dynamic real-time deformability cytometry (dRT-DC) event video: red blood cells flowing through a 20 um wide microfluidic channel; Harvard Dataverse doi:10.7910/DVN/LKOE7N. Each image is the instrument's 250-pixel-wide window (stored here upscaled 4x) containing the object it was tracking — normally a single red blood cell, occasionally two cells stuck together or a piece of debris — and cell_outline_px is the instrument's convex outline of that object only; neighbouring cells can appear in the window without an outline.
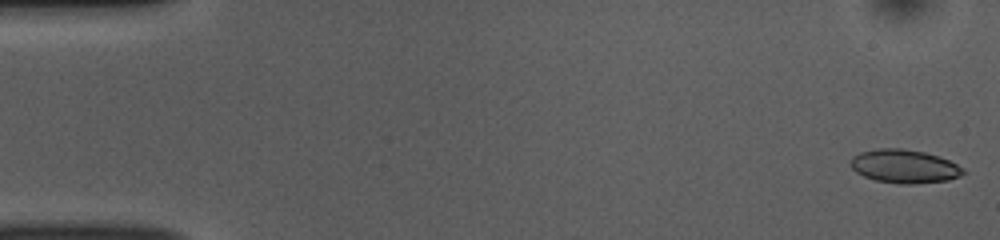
{"species": "common noctule bat (a hibernating species)", "species_latin": "Nyctalus noctula", "temperature_condition": "room temperature", "stored_images_in_passage": 51, "camera_frame_rate_fps": 3000, "um_per_image_px": 0.085, "animal": {"sex": "female", "body_mass_g": 10.0, "forearm_length_mm": 53.1}, "frame": {"image": 1, "passage_image": 1, "time_ms": 0.0, "image_size_px": [1000, 240], "cell_outline_px": [[964, 172], [960, 176], [948, 180], [916, 184], [900, 184], [876, 180], [864, 176], [856, 172], [848, 164], [852, 156], [860, 152], [876, 148], [904, 148], [924, 152], [948, 160], [964, 168]], "centroid_in_image_um": [76.83, 14.13], "position_along_channel_um": 8.2, "area_um2": 22.08}}
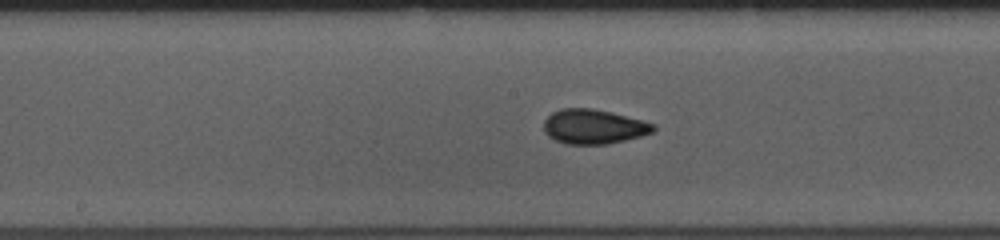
{"frame": {"image": 2, "passage_image": 26, "time_ms": 8.333, "image_size_px": [1000, 240], "cell_outline_px": [[656, 128], [652, 132], [640, 136], [608, 144], [568, 144], [556, 140], [548, 136], [544, 132], [544, 120], [552, 112], [560, 108], [592, 108], [612, 112], [656, 124]], "centroid_in_image_um": [50.45, 10.75], "position_along_channel_um": 197.8, "area_um2": 22.08}}
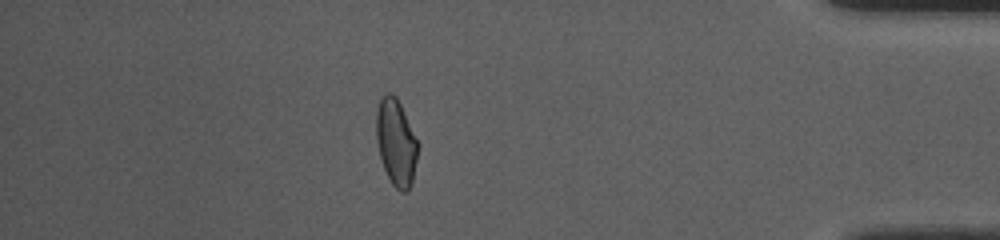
{"frame": {"image": 3, "passage_image": 45, "time_ms": 14.667, "image_size_px": [1000, 240], "cell_outline_px": [[416, 160], [412, 180], [408, 188], [404, 192], [400, 192], [392, 184], [384, 168], [380, 156], [376, 140], [376, 112], [380, 100], [388, 92], [392, 92], [396, 96], [400, 104], [416, 140]], "centroid_in_image_um": [33.62, 12.09], "position_along_channel_um": 401.6, "area_um2": 20.29}, "authors_computed_cell_mechanics": {"area_um2": 21.6172, "velocity_mm_per_s": 3.8685, "shape_relaxation_time_tau1_ms": 4.9187, "shape_relaxation_time_tau2_ms": 1.8522, "deformation_change_tau1": 0.1108, "deformation_change_tau2": 0.0518}}